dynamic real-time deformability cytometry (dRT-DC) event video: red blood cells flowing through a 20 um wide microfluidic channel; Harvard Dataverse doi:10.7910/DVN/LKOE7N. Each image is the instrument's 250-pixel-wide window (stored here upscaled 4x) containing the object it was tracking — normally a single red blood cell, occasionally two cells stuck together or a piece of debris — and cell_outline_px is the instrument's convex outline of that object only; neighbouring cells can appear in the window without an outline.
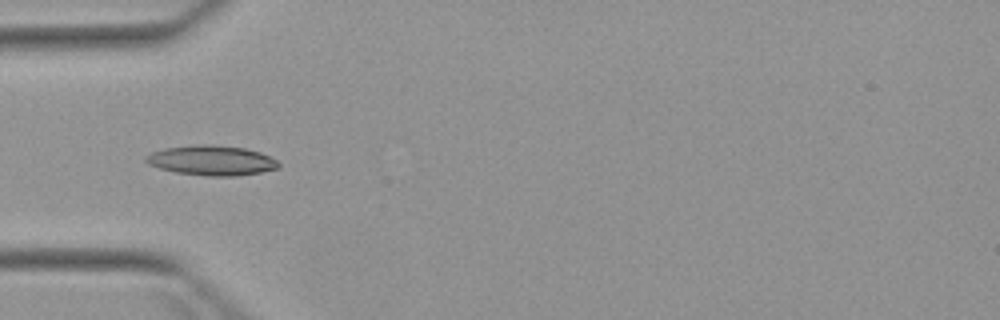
{"species": "Egyptian fruit bat (a non-hibernating species)", "species_latin": "Rousettus aegyptiacus", "temperature_condition": "warm", "stored_images_in_passage": 6, "camera_frame_rate_fps": 3000, "um_per_image_px": 0.085, "animal": {"sex": "female"}, "frame": {"image": 1, "passage_image": 4, "time_ms": 4.667, "image_size_px": [1000, 320], "cell_outline_px": [[280, 168], [260, 172], [236, 176], [208, 176], [176, 172], [160, 168], [148, 164], [144, 160], [144, 156], [152, 152], [164, 148], [204, 144], [212, 144], [244, 148], [260, 152], [276, 160], [280, 164]], "centroid_in_image_um": [17.98, 13.63], "position_along_channel_um": 67.0, "area_um2": 23.06}}
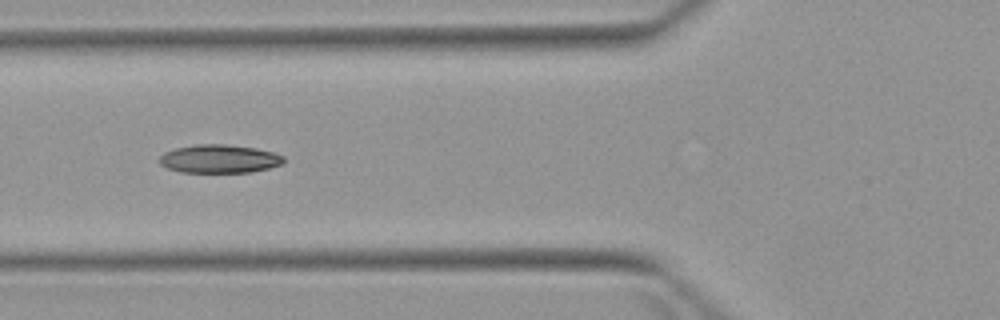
{"frame": {"image": 2, "passage_image": 5, "time_ms": 5.667, "image_size_px": [1000, 320], "cell_outline_px": [[284, 164], [252, 172], [180, 172], [168, 168], [160, 164], [160, 156], [164, 152], [176, 148], [196, 144], [224, 144], [256, 148], [276, 152], [284, 156]], "centroid_in_image_um": [18.68, 13.5], "position_along_channel_um": 107.1, "area_um2": 20.63}}
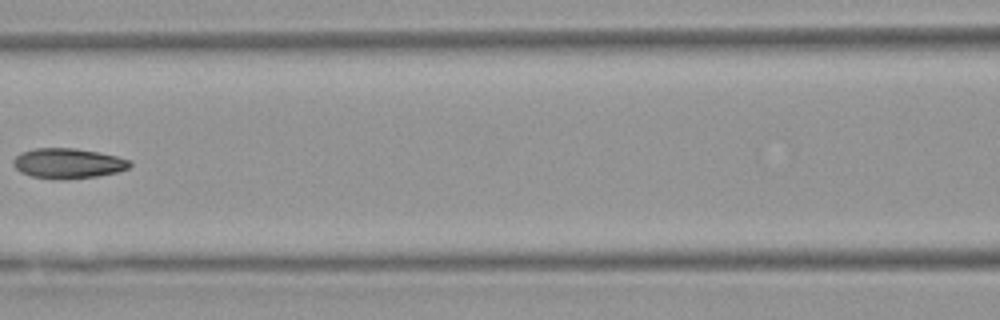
{"frame": {"image": 3, "passage_image": 6, "time_ms": 7.0, "image_size_px": [1000, 320], "cell_outline_px": [[132, 164], [128, 168], [116, 172], [96, 176], [56, 180], [52, 180], [32, 176], [20, 172], [12, 164], [12, 160], [20, 152], [36, 148], [76, 148], [116, 156], [128, 160]], "centroid_in_image_um": [5.72, 13.89], "position_along_channel_um": 160.9, "area_um2": 20.4}}